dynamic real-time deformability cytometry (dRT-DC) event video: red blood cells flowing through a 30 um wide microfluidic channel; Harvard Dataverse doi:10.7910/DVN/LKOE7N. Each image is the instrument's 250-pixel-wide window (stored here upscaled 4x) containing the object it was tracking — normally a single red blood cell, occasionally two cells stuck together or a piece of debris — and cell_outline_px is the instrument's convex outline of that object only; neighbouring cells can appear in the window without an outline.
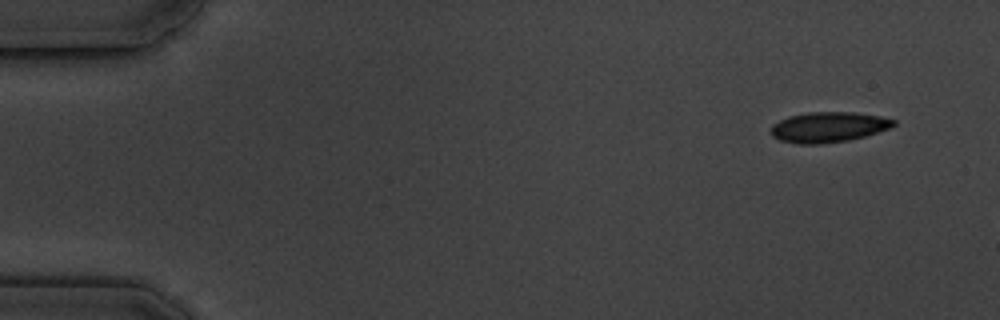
{"species": "common noctule bat (a hibernating species)", "species_latin": "Nyctalus noctula", "temperature_condition": "cold", "stored_images_in_passage": 3, "camera_frame_rate_fps": 3000, "um_per_image_px": 0.085, "animal": {"sex": "male", "body_mass_g": 19.5, "forearm_length_mm": 54.6}, "frame": {"image": 1, "passage_image": 1, "time_ms": 0.0, "image_size_px": [1000, 320], "cell_outline_px": [[896, 124], [888, 128], [864, 136], [848, 140], [820, 144], [800, 144], [780, 140], [772, 136], [772, 124], [788, 116], [808, 112], [852, 112], [880, 116], [896, 120]], "centroid_in_image_um": [70.4, 10.8], "position_along_channel_um": 14.6, "area_um2": 21.5}}